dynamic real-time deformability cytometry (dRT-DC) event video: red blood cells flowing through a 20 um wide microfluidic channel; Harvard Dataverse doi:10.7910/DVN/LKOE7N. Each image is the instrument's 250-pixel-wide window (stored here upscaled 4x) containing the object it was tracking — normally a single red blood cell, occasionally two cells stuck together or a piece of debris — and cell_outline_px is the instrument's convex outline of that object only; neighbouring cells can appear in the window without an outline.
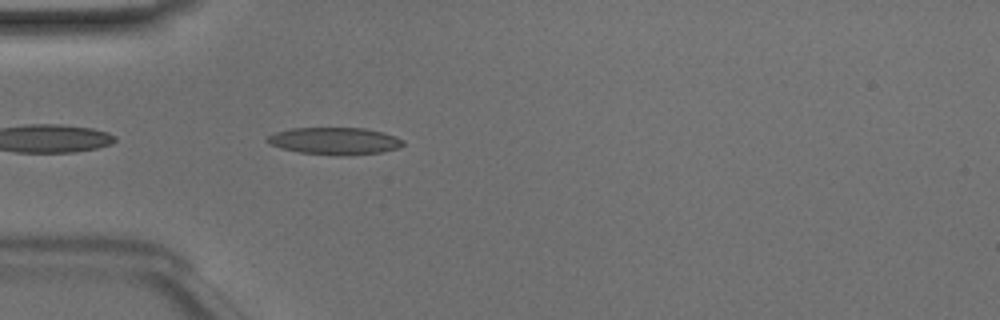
{"species": "Egyptian fruit bat (a non-hibernating species)", "species_latin": "Rousettus aegyptiacus", "temperature_condition": "room temperature", "stored_images_in_passage": 19, "camera_frame_rate_fps": 3000, "um_per_image_px": 0.085, "animal": {"sex": "male"}, "frame": {"image": 1, "passage_image": 2, "time_ms": 0.333, "image_size_px": [1000, 320], "cell_outline_px": [[404, 144], [400, 148], [380, 152], [340, 156], [300, 152], [280, 148], [268, 144], [264, 140], [268, 136], [276, 132], [292, 128], [364, 128], [396, 136], [404, 140]], "centroid_in_image_um": [28.43, 11.98], "position_along_channel_um": 56.6, "area_um2": 21.5}}
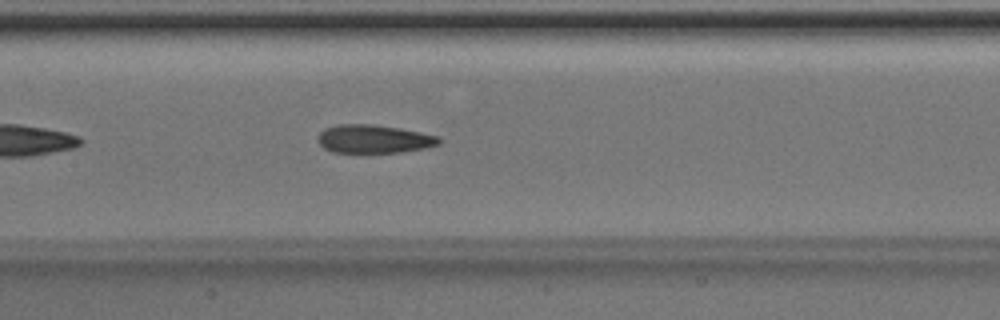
{"frame": {"image": 2, "passage_image": 11, "time_ms": 3.333, "image_size_px": [1000, 320], "cell_outline_px": [[440, 144], [424, 148], [404, 152], [332, 152], [324, 148], [316, 140], [316, 136], [324, 128], [340, 124], [372, 124], [400, 128], [440, 136]], "centroid_in_image_um": [31.76, 11.8], "position_along_channel_um": 175.6, "area_um2": 20.11}}
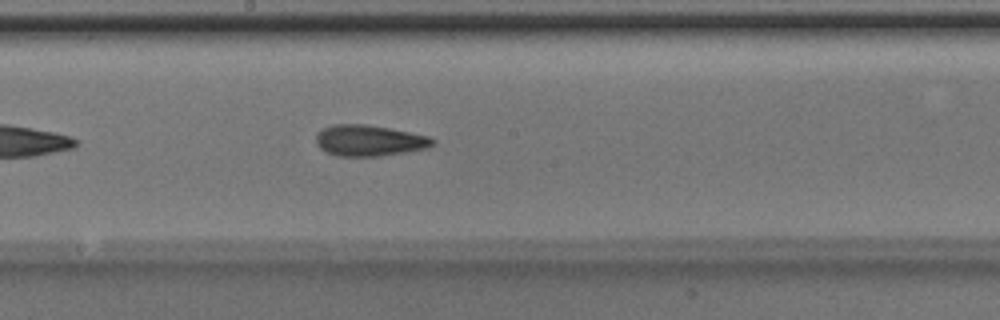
{"frame": {"image": 3, "passage_image": 14, "time_ms": 4.333, "image_size_px": [1000, 320], "cell_outline_px": [[436, 144], [428, 148], [408, 152], [380, 156], [336, 156], [324, 152], [316, 144], [316, 132], [332, 124], [364, 124], [388, 128], [428, 136], [436, 140]], "centroid_in_image_um": [31.37, 11.96], "position_along_channel_um": 216.8, "area_um2": 21.33}}